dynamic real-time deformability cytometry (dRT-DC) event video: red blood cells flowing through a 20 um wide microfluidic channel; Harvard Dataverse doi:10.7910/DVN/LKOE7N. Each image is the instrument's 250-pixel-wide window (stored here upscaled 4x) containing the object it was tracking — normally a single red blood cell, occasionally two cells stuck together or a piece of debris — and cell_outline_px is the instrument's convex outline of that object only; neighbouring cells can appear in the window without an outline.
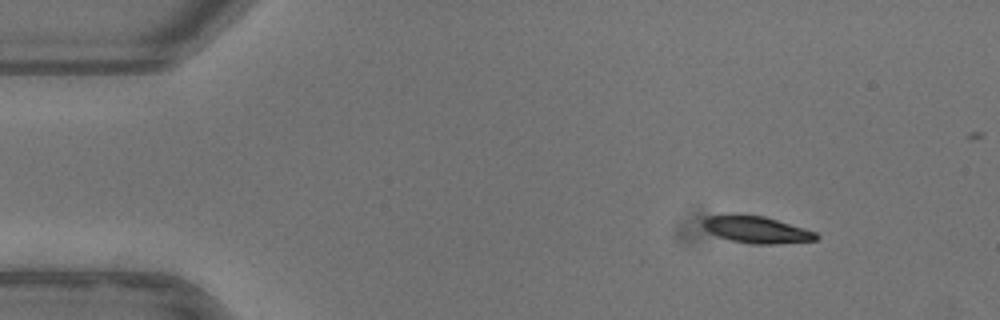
{"species": "common noctule bat (a hibernating species)", "species_latin": "Nyctalus noctula", "temperature_condition": "warm", "stored_images_in_passage": 43, "camera_frame_rate_fps": 3000, "um_per_image_px": 0.085, "animal": {"sex": "female"}, "frame": {"image": 1, "passage_image": 1, "time_ms": 0.0, "image_size_px": [1000, 320], "cell_outline_px": [[820, 236], [816, 240], [776, 244], [748, 244], [732, 240], [708, 232], [704, 228], [704, 216], [736, 212], [764, 216], [804, 228], [816, 232]], "centroid_in_image_um": [64.28, 19.49], "position_along_channel_um": 20.7, "area_um2": 18.09}}
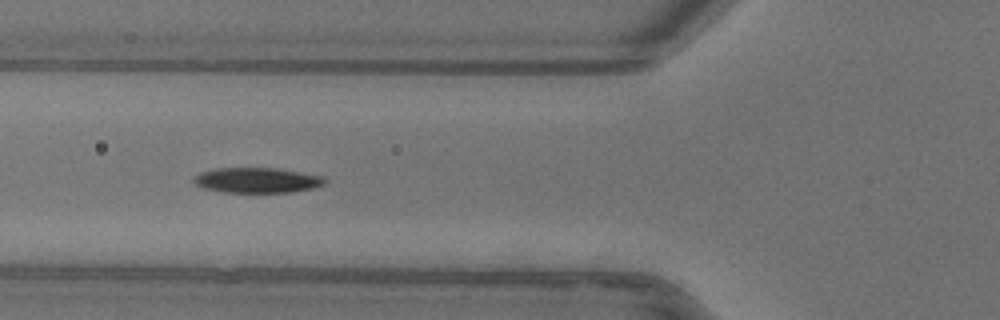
{"frame": {"image": 2, "passage_image": 14, "time_ms": 4.333, "image_size_px": [1000, 320], "cell_outline_px": [[328, 180], [324, 184], [312, 188], [292, 192], [224, 192], [204, 188], [196, 184], [192, 180], [200, 172], [216, 168], [280, 168], [324, 176]], "centroid_in_image_um": [21.89, 15.31], "position_along_channel_um": 103.9, "area_um2": 19.31}}
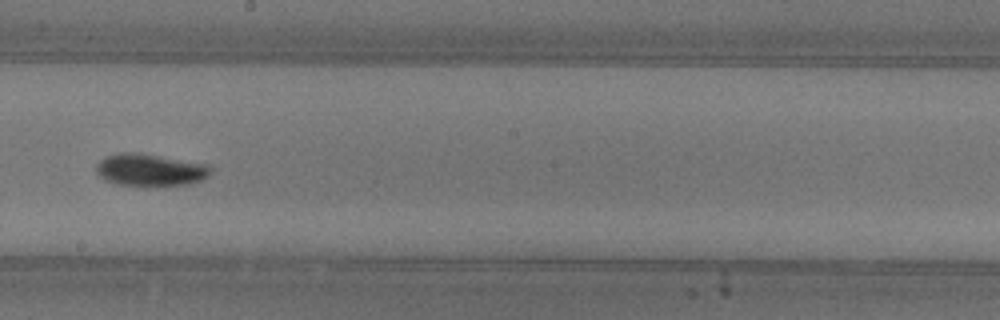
{"frame": {"image": 3, "passage_image": 24, "time_ms": 7.667, "image_size_px": [1000, 320], "cell_outline_px": [[212, 172], [204, 180], [188, 184], [116, 184], [104, 180], [96, 172], [96, 164], [104, 156], [120, 152], [140, 152], [208, 164], [212, 168]], "centroid_in_image_um": [12.77, 14.4], "position_along_channel_um": 235.4, "area_um2": 21.44}, "authors_computed_cell_mechanics": {"area_um2": 19.5364, "velocity_mm_per_s": 3.9347, "shape_relaxation_time_tau1_ms": 3.0497, "shape_relaxation_time_tau2_ms": 3.2151, "deformation_change_tau1": 0.129, "deformation_change_tau2": 0.0691}}